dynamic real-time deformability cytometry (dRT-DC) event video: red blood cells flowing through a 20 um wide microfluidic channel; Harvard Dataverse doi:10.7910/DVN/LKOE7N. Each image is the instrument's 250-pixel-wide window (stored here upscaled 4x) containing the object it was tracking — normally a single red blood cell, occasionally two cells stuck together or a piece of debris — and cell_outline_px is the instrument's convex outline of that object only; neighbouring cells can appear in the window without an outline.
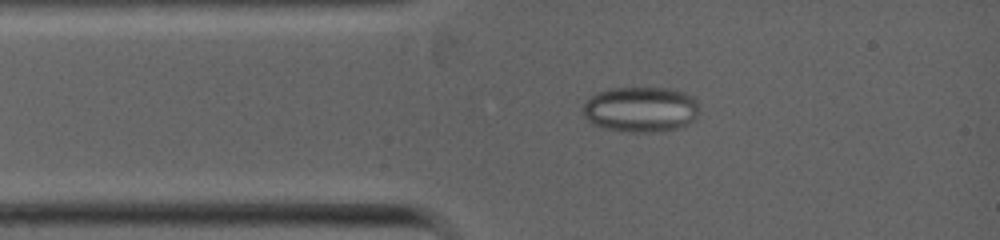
{"species": "common noctule bat (a hibernating species)", "species_latin": "Nyctalus noctula", "temperature_condition": "warm", "stored_images_in_passage": 41, "camera_frame_rate_fps": 5000, "um_per_image_px": 0.085, "animal": {"sex": "female", "body_mass_g": 19.0, "forearm_length_mm": 53.3}, "frame": {"image": 1, "passage_image": 1, "time_ms": 0.0, "image_size_px": [1000, 240], "cell_outline_px": [[696, 116], [684, 128], [652, 132], [632, 132], [608, 128], [596, 124], [588, 120], [584, 116], [580, 108], [596, 92], [608, 88], [668, 88], [684, 92], [692, 96], [696, 100]], "centroid_in_image_um": [54.45, 9.29], "position_along_channel_um": 30.5, "area_um2": 30.69}}
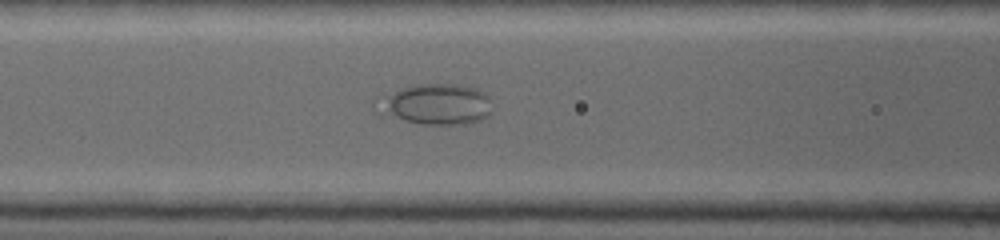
{"frame": {"image": 2, "passage_image": 10, "time_ms": 2.4, "image_size_px": [1000, 240], "cell_outline_px": [[488, 116], [480, 120], [464, 124], [420, 124], [376, 116], [372, 104], [372, 100], [404, 88], [424, 84], [452, 84], [476, 88], [484, 92], [488, 96]], "centroid_in_image_um": [36.88, 8.9], "position_along_channel_um": 129.7, "area_um2": 27.69}}
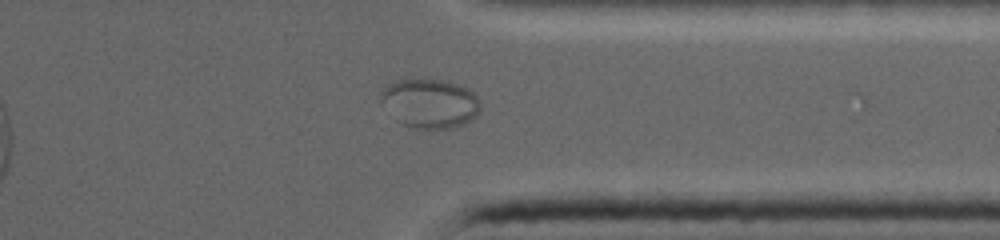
{"frame": {"image": 3, "passage_image": 32, "time_ms": 7.8, "image_size_px": [1000, 240], "cell_outline_px": [[480, 112], [476, 116], [464, 124], [448, 128], [416, 128], [400, 124], [396, 120], [380, 100], [384, 88], [392, 80], [408, 76], [440, 80], [456, 84], [472, 92], [480, 100]], "centroid_in_image_um": [36.51, 8.75], "position_along_channel_um": 374.9, "area_um2": 28.84}}